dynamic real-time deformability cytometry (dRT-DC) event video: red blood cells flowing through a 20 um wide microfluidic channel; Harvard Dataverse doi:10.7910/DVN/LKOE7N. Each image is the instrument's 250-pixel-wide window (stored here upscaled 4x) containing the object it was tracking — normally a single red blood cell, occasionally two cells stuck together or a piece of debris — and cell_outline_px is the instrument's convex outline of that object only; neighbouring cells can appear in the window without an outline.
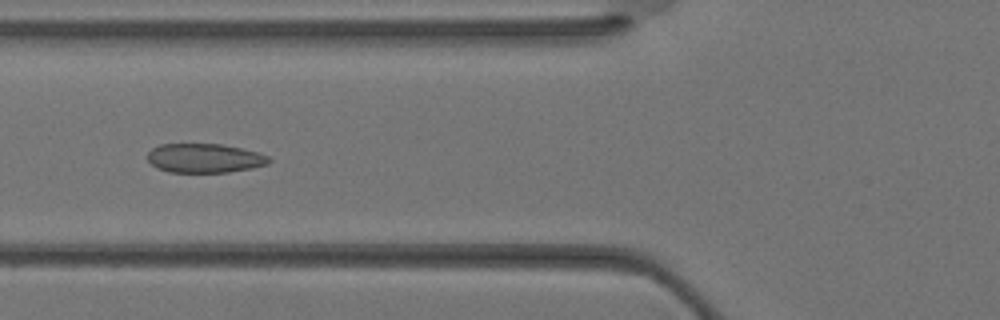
{"species": "Egyptian fruit bat (a non-hibernating species)", "species_latin": "Rousettus aegyptiacus", "temperature_condition": "warm", "stored_images_in_passage": 36, "camera_frame_rate_fps": 3000, "um_per_image_px": 0.085, "animal": {"sex": "female"}, "frame": {"image": 1, "passage_image": 14, "time_ms": 4.333, "image_size_px": [1000, 320], "cell_outline_px": [[272, 160], [268, 164], [252, 168], [228, 172], [168, 172], [156, 168], [148, 160], [148, 152], [152, 148], [160, 144], [220, 144], [260, 152], [268, 156]], "centroid_in_image_um": [17.4, 13.44], "position_along_channel_um": 108.4, "area_um2": 20.69}}
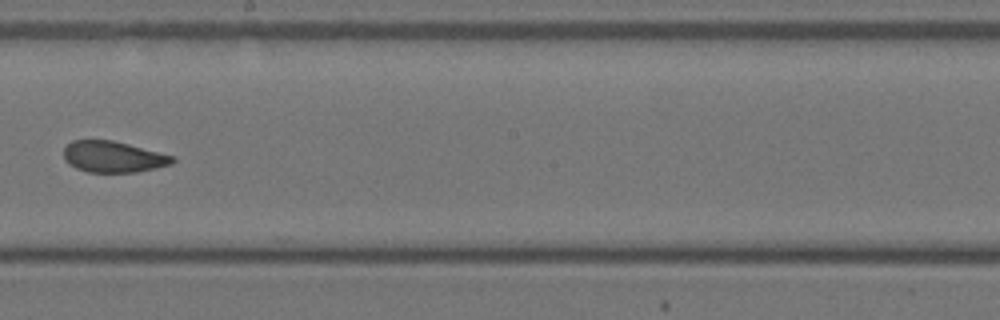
{"frame": {"image": 2, "passage_image": 21, "time_ms": 6.667, "image_size_px": [1000, 320], "cell_outline_px": [[176, 160], [172, 164], [156, 168], [136, 172], [88, 172], [76, 168], [68, 164], [64, 160], [64, 148], [72, 140], [112, 140], [176, 156]], "centroid_in_image_um": [9.64, 13.33], "position_along_channel_um": 238.6, "area_um2": 19.88}}
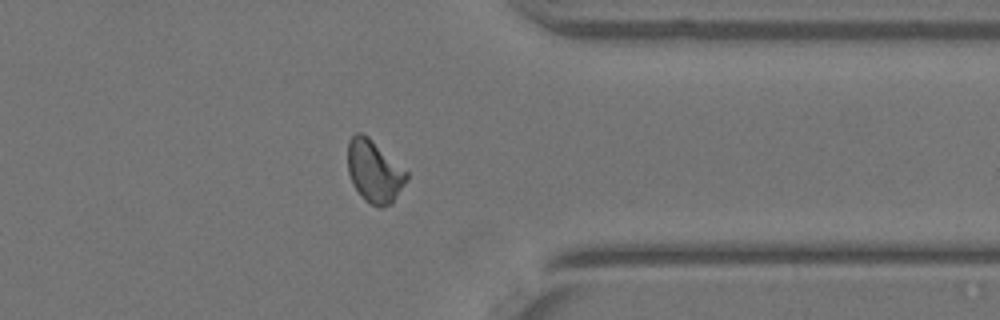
{"frame": {"image": 3, "passage_image": 29, "time_ms": 9.333, "image_size_px": [1000, 320], "cell_outline_px": [[408, 180], [392, 204], [380, 208], [368, 204], [364, 200], [352, 184], [348, 172], [348, 140], [356, 132], [360, 132], [368, 136], [408, 172]], "centroid_in_image_um": [31.82, 14.59], "position_along_channel_um": 379.6, "area_um2": 21.62}}